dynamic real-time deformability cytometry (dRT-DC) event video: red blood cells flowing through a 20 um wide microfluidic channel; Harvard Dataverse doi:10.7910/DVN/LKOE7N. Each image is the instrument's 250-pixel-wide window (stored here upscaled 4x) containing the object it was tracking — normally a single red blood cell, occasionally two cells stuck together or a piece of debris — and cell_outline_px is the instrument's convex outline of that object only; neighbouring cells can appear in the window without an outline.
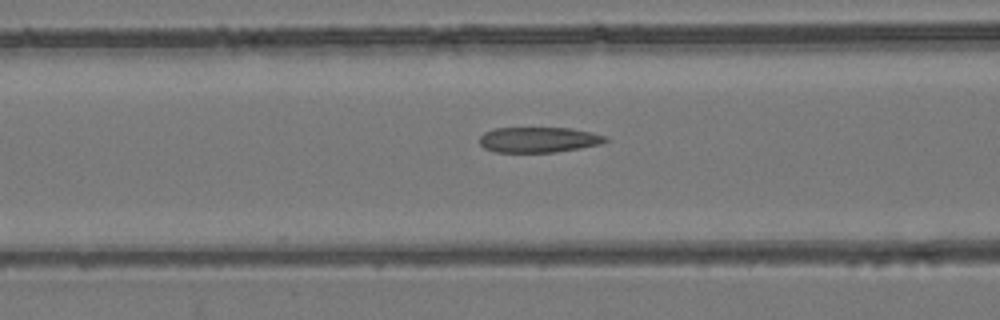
{"species": "common noctule bat (a hibernating species)", "species_latin": "Nyctalus noctula", "temperature_condition": "room temperature", "stored_images_in_passage": 39, "camera_frame_rate_fps": 3000, "um_per_image_px": 0.085, "animal": {"sex": "female", "body_mass_g": 24.6, "forearm_length_mm": 56.2}, "frame": {"image": 1, "passage_image": 7, "time_ms": 2.0, "image_size_px": [1000, 320], "cell_outline_px": [[608, 140], [600, 144], [580, 148], [556, 152], [496, 152], [484, 148], [480, 144], [480, 136], [484, 132], [496, 128], [572, 128], [592, 132], [608, 136]], "centroid_in_image_um": [45.81, 11.87], "position_along_channel_um": 120.8, "area_um2": 18.73}}
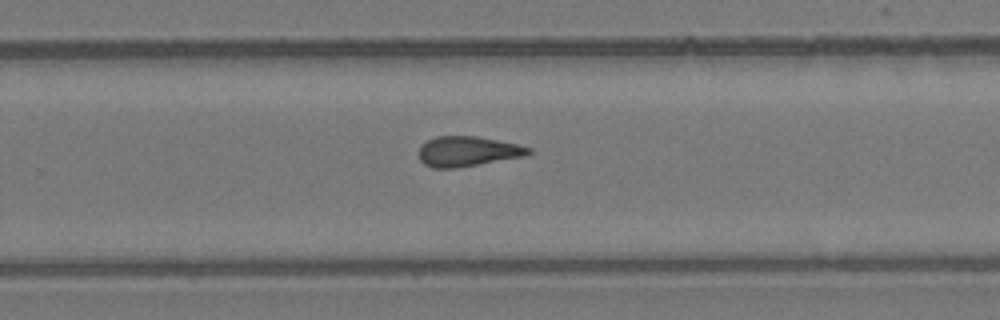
{"frame": {"image": 2, "passage_image": 20, "time_ms": 6.333, "image_size_px": [1000, 320], "cell_outline_px": [[532, 152], [524, 156], [456, 168], [432, 168], [424, 164], [420, 160], [420, 148], [428, 140], [436, 136], [476, 136], [516, 144], [532, 148]], "centroid_in_image_um": [39.75, 12.87], "position_along_channel_um": 290.1, "area_um2": 18.96}}
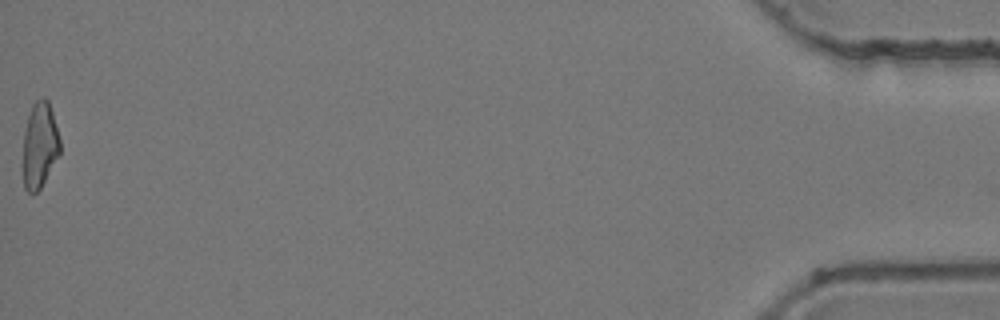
{"frame": {"image": 3, "passage_image": 39, "time_ms": 12.667, "image_size_px": [1000, 320], "cell_outline_px": [[60, 152], [40, 188], [36, 192], [28, 192], [24, 188], [24, 132], [28, 116], [32, 104], [36, 100], [44, 96], [48, 100], [52, 112], [60, 140]], "centroid_in_image_um": [3.38, 12.3], "position_along_channel_um": 431.8, "area_um2": 18.09}, "authors_computed_cell_mechanics": {"area_um2": 19.3052, "velocity_mm_per_s": 3.9172, "shape_relaxation_time_tau1_ms": null, "shape_relaxation_time_tau2_ms": 2.0883, "deformation_change_tau1": null, "deformation_change_tau2": 0.094}}